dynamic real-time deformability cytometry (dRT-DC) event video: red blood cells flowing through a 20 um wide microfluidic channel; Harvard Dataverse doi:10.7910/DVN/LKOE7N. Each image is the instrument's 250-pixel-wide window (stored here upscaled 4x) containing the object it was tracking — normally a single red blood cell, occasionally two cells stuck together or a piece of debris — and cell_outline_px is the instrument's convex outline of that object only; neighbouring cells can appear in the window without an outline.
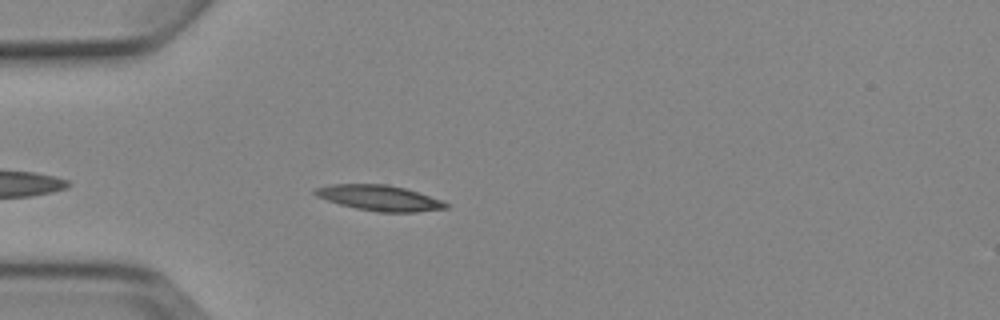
{"species": "Egyptian fruit bat (a non-hibernating species)", "species_latin": "Rousettus aegyptiacus", "temperature_condition": "cold", "stored_images_in_passage": 2, "camera_frame_rate_fps": 3000, "um_per_image_px": 0.085, "animal": {"sex": "female"}, "frame": {"image": 1, "passage_image": 2, "time_ms": 1.333, "image_size_px": [1000, 320], "cell_outline_px": [[448, 208], [416, 212], [380, 212], [356, 208], [340, 204], [316, 196], [312, 192], [316, 188], [332, 184], [388, 184], [404, 188], [444, 200], [448, 204]], "centroid_in_image_um": [32.28, 16.82], "position_along_channel_um": 52.7, "area_um2": 19.36}}